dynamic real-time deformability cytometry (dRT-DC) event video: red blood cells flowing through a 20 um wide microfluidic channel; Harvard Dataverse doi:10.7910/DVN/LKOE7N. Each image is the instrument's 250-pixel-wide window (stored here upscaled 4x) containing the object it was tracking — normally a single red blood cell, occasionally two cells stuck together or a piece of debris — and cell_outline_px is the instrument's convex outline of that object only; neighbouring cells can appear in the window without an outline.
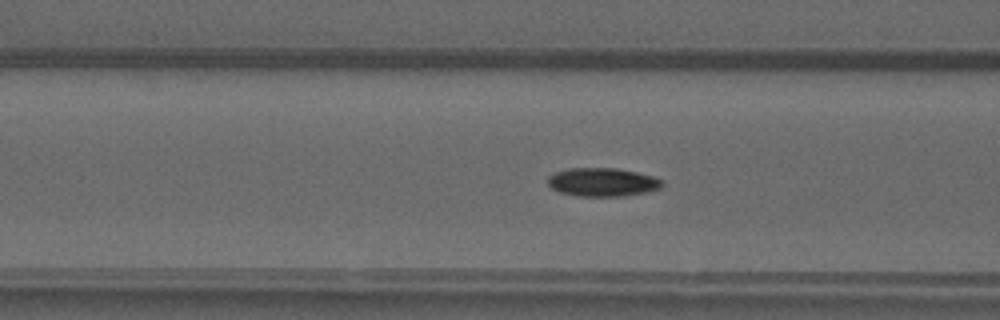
{"species": "common noctule bat (a hibernating species)", "species_latin": "Nyctalus noctula", "temperature_condition": "warm", "stored_images_in_passage": 52, "camera_frame_rate_fps": 3000, "um_per_image_px": 0.085, "animal": {"sex": "male", "forearm_length_mm": 52.5}, "frame": {"image": 1, "passage_image": 21, "time_ms": 6.667, "image_size_px": [1000, 320], "cell_outline_px": [[664, 184], [660, 188], [644, 192], [620, 196], [576, 196], [560, 192], [552, 188], [548, 184], [548, 176], [556, 172], [568, 168], [616, 168], [636, 172], [652, 176], [660, 180]], "centroid_in_image_um": [51.17, 15.48], "position_along_channel_um": 115.4, "area_um2": 18.79}}
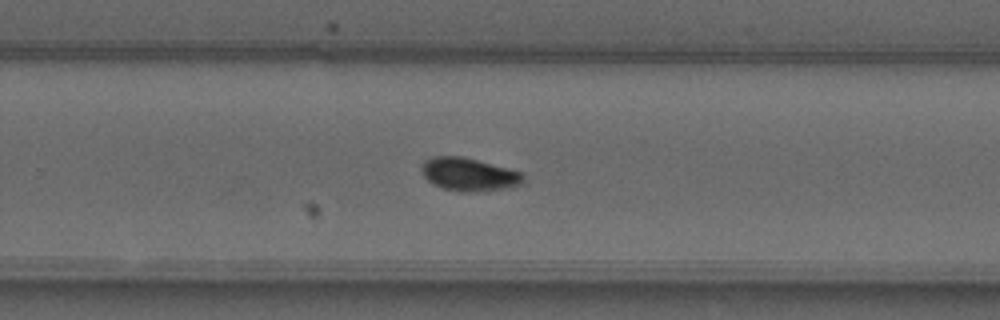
{"frame": {"image": 2, "passage_image": 34, "time_ms": 11.0, "image_size_px": [1000, 320], "cell_outline_px": [[524, 180], [520, 184], [504, 188], [472, 192], [460, 192], [444, 188], [432, 184], [424, 176], [420, 168], [420, 164], [424, 160], [432, 156], [460, 156], [476, 160], [520, 172], [524, 176]], "centroid_in_image_um": [39.78, 14.82], "position_along_channel_um": 290.0, "area_um2": 19.36}}
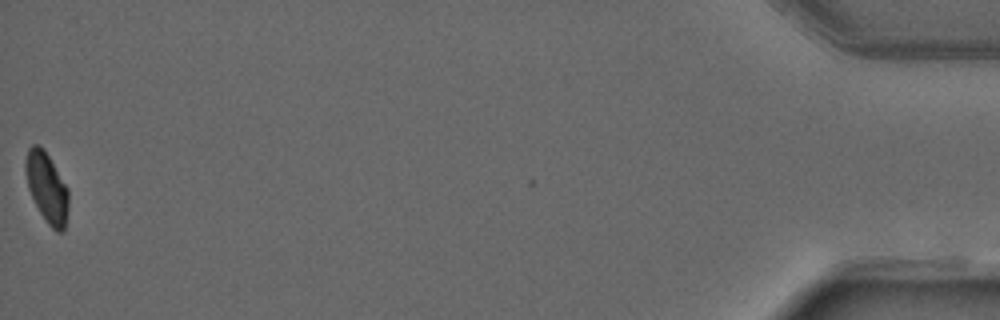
{"frame": {"image": 3, "passage_image": 52, "time_ms": 17.0, "image_size_px": [1000, 320], "cell_outline_px": [[68, 208], [64, 232], [56, 232], [48, 224], [40, 212], [28, 188], [24, 172], [24, 160], [28, 148], [32, 144], [40, 144], [44, 148], [68, 188]], "centroid_in_image_um": [3.96, 15.9], "position_along_channel_um": 431.2, "area_um2": 17.74}, "authors_computed_cell_mechanics": {"area_um2": 18.0336, "velocity_mm_per_s": 4.0351, "shape_relaxation_time_tau1_ms": 4.0979, "shape_relaxation_time_tau2_ms": 2.6345, "deformation_change_tau1": 0.1444, "deformation_change_tau2": 0.0538}}